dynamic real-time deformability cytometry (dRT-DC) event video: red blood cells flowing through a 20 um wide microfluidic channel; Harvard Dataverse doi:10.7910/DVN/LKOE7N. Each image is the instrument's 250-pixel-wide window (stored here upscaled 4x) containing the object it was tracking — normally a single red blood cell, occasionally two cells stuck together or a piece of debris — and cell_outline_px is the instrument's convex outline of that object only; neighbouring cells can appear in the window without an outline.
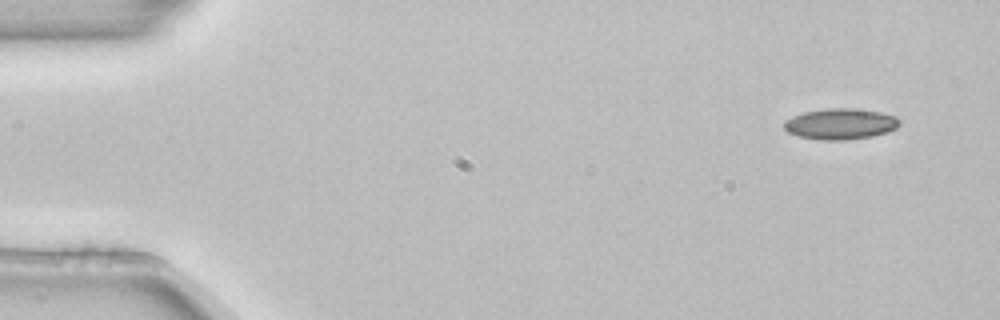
{"species": "common noctule bat (a hibernating species)", "species_latin": "Nyctalus noctula", "temperature_condition": "room temperature", "stored_images_in_passage": 6, "camera_frame_rate_fps": 3000, "um_per_image_px": 0.085, "animal": {"sex": "female", "body_mass_g": 22.7, "forearm_length_mm": 54.2}, "frame": {"image": 1, "passage_image": 1, "time_ms": 0.0, "image_size_px": [1000, 320], "cell_outline_px": [[900, 124], [896, 128], [888, 132], [872, 136], [844, 140], [824, 140], [800, 136], [788, 132], [784, 128], [784, 120], [792, 116], [804, 112], [824, 108], [852, 108], [880, 112], [896, 116], [900, 120]], "centroid_in_image_um": [71.45, 10.52], "position_along_channel_um": 13.6, "area_um2": 20.81}}
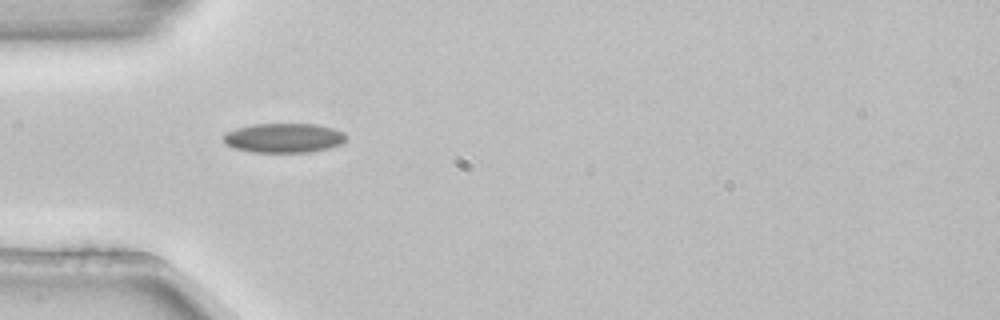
{"frame": {"image": 2, "passage_image": 4, "time_ms": 1.0, "image_size_px": [1000, 320], "cell_outline_px": [[348, 136], [340, 144], [328, 148], [312, 152], [252, 152], [232, 148], [224, 140], [224, 136], [228, 132], [236, 128], [252, 124], [316, 124], [332, 128], [344, 132]], "centroid_in_image_um": [24.14, 11.72], "position_along_channel_um": 60.9, "area_um2": 20.98}}